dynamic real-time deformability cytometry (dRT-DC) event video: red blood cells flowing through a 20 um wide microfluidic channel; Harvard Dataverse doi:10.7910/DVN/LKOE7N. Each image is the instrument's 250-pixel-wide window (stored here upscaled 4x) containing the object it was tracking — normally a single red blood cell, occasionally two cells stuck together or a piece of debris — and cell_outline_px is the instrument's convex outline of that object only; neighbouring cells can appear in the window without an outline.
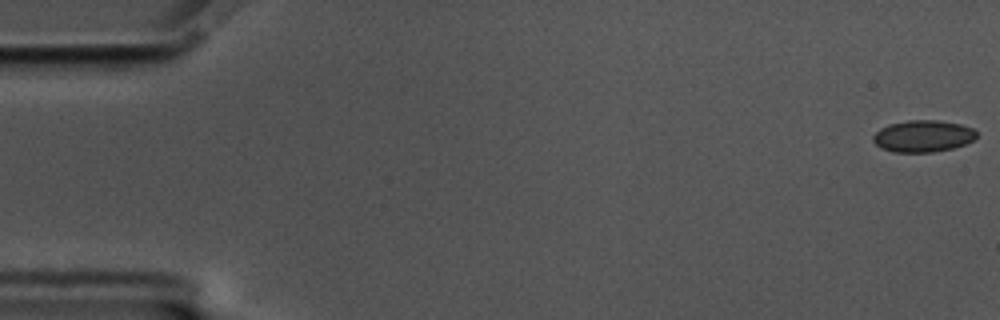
{"species": "common noctule bat (a hibernating species)", "species_latin": "Nyctalus noctula", "temperature_condition": "cold", "stored_images_in_passage": 58, "camera_frame_rate_fps": 3000, "um_per_image_px": 0.085, "animal": {"sex": "male", "body_mass_g": 17.5, "forearm_length_mm": 52.3}, "frame": {"image": 1, "passage_image": 1, "time_ms": 0.0, "image_size_px": [1000, 320], "cell_outline_px": [[976, 136], [972, 140], [964, 144], [952, 148], [932, 152], [892, 152], [880, 148], [872, 140], [872, 136], [880, 128], [888, 124], [908, 120], [940, 120], [960, 124], [972, 128], [976, 132]], "centroid_in_image_um": [78.41, 11.56], "position_along_channel_um": 6.6, "area_um2": 19.19}}
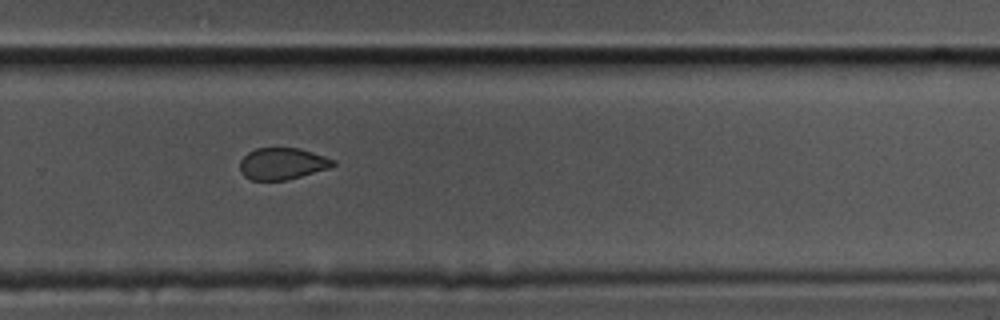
{"frame": {"image": 2, "passage_image": 39, "time_ms": 12.667, "image_size_px": [1000, 320], "cell_outline_px": [[336, 164], [328, 168], [288, 180], [252, 180], [244, 176], [240, 172], [240, 160], [248, 152], [256, 148], [300, 148], [336, 160]], "centroid_in_image_um": [23.98, 13.91], "position_along_channel_um": 305.8, "area_um2": 17.22}}
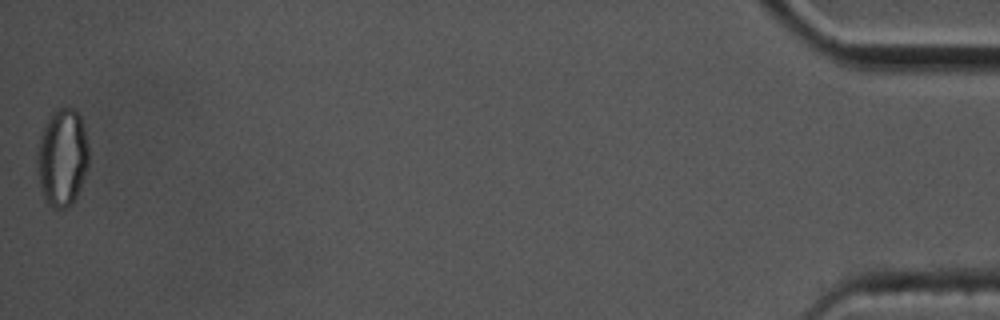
{"frame": {"image": 3, "passage_image": 58, "time_ms": 19.0, "image_size_px": [1000, 320], "cell_outline_px": [[88, 164], [80, 188], [72, 204], [68, 208], [52, 208], [44, 200], [40, 188], [36, 172], [36, 152], [40, 132], [52, 112], [56, 108], [72, 108], [80, 116], [84, 128], [88, 144]], "centroid_in_image_um": [5.25, 13.41], "position_along_channel_um": 430.0, "area_um2": 29.82}, "authors_computed_cell_mechanics": {"area_um2": 19.1896, "velocity_mm_per_s": 3.4798, "shape_relaxation_time_tau1_ms": 2.94, "shape_relaxation_time_tau2_ms": 2.9289, "deformation_change_tau1": 0.0697, "deformation_change_tau2": 0.0516}}